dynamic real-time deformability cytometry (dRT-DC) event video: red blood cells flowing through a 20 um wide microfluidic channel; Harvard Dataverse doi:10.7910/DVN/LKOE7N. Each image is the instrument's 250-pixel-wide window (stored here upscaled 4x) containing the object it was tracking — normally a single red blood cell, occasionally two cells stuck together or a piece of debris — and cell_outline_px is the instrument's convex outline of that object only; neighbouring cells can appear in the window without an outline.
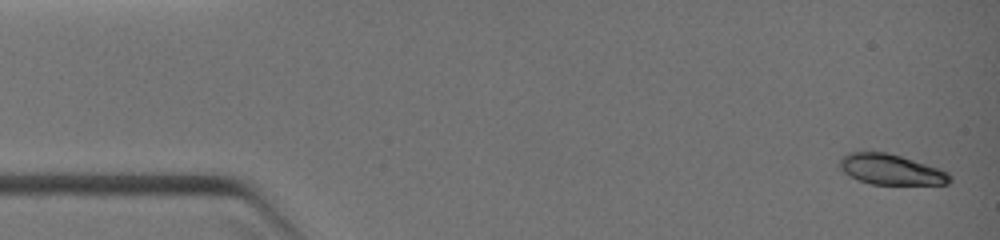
{"species": "common noctule bat (a hibernating species)", "species_latin": "Nyctalus noctula", "temperature_condition": "warm", "stored_images_in_passage": 6, "camera_frame_rate_fps": 3000, "um_per_image_px": 0.085, "animal": {"sex": "female", "body_mass_g": 19.0, "forearm_length_mm": 51.5}, "frame": {"image": 1, "passage_image": 1, "time_ms": 0.0, "image_size_px": [1000, 240], "cell_outline_px": [[952, 180], [948, 184], [872, 184], [860, 180], [844, 172], [836, 164], [848, 152], [888, 152], [940, 168], [948, 172], [952, 176]], "centroid_in_image_um": [75.76, 14.4], "position_along_channel_um": 9.2, "area_um2": 19.54}}